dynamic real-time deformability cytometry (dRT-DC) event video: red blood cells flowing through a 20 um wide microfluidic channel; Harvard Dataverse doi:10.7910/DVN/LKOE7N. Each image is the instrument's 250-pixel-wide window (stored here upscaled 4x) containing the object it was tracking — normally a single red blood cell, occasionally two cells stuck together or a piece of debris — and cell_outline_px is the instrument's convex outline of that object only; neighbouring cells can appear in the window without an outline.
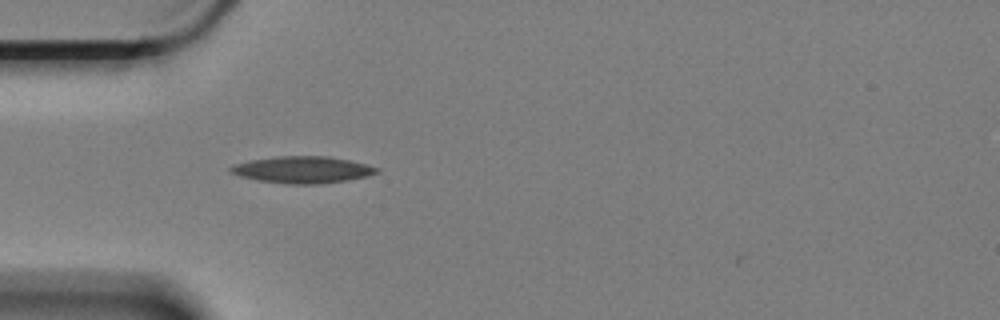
{"species": "Egyptian fruit bat (a non-hibernating species)", "species_latin": "Rousettus aegyptiacus", "temperature_condition": "cold", "stored_images_in_passage": 40, "camera_frame_rate_fps": 3000, "um_per_image_px": 0.085, "animal": {"sex": "female"}, "frame": {"image": 1, "passage_image": 1, "time_ms": 0.0, "image_size_px": [1000, 320], "cell_outline_px": [[380, 172], [368, 176], [344, 180], [312, 184], [292, 184], [260, 180], [240, 176], [228, 172], [228, 168], [236, 164], [248, 160], [276, 156], [328, 156], [368, 164], [380, 168]], "centroid_in_image_um": [25.72, 14.41], "position_along_channel_um": 59.3, "area_um2": 22.66}}
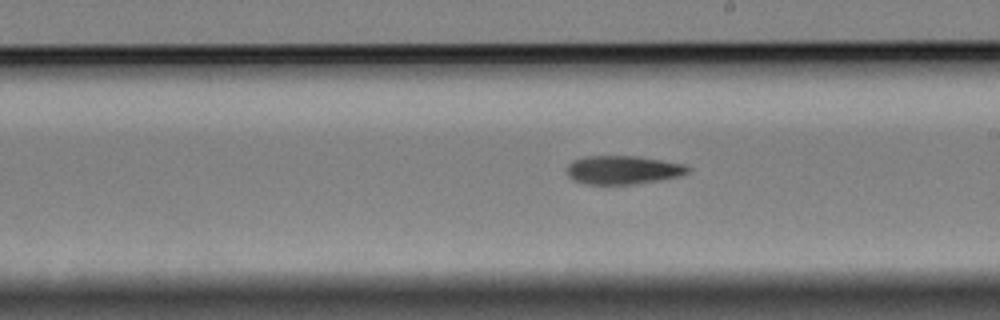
{"frame": {"image": 2, "passage_image": 17, "time_ms": 5.333, "image_size_px": [1000, 320], "cell_outline_px": [[692, 168], [688, 172], [676, 176], [656, 180], [632, 184], [588, 184], [576, 180], [568, 176], [568, 164], [572, 160], [584, 156], [636, 156], [684, 164]], "centroid_in_image_um": [52.92, 14.43], "position_along_channel_um": 236.1, "area_um2": 19.77}}
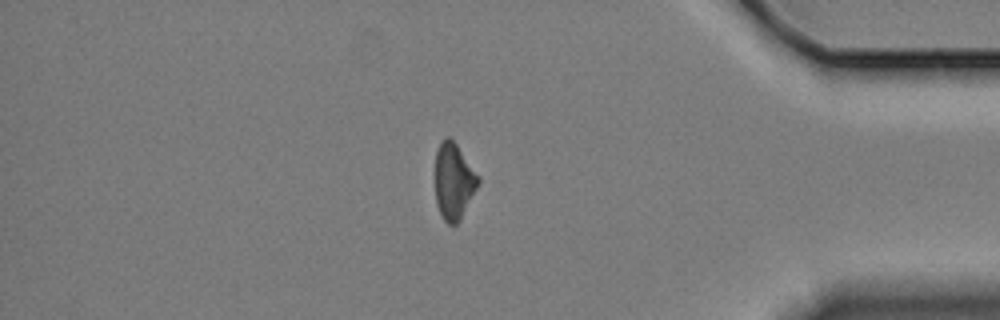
{"frame": {"image": 3, "passage_image": 34, "time_ms": 11.0, "image_size_px": [1000, 320], "cell_outline_px": [[480, 184], [460, 220], [456, 224], [448, 224], [444, 220], [436, 204], [436, 152], [440, 140], [444, 136], [448, 136], [456, 144], [480, 176]], "centroid_in_image_um": [38.59, 15.39], "position_along_channel_um": 396.6, "area_um2": 19.25}, "authors_computed_cell_mechanics": {"area_um2": 20.1433, "velocity_mm_per_s": 3.3565, "shape_relaxation_time_tau1_ms": 7.7637, "shape_relaxation_time_tau2_ms": null, "deformation_change_tau1": 0.1822, "deformation_change_tau2": null}}